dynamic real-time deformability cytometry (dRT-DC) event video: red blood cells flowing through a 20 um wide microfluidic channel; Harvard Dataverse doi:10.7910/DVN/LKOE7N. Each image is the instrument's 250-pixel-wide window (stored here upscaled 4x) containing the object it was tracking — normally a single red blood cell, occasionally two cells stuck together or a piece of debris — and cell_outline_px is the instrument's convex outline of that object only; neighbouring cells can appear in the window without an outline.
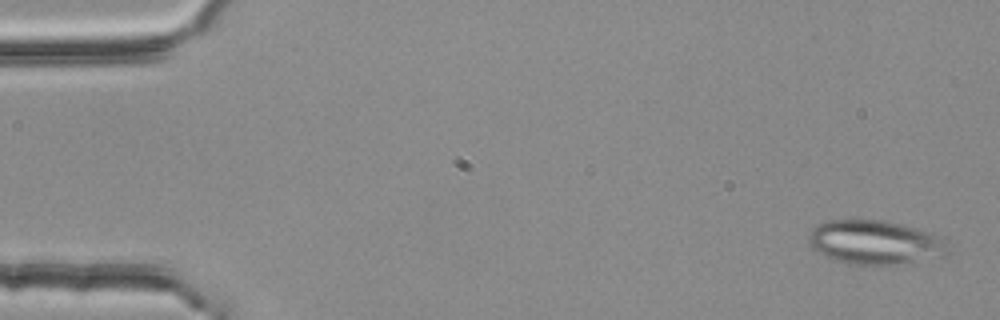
{"species": "common noctule bat (a hibernating species)", "species_latin": "Nyctalus noctula", "temperature_condition": "room temperature", "stored_images_in_passage": 54, "camera_frame_rate_fps": 3000, "um_per_image_px": 0.085, "animal": {"sex": "female", "body_mass_g": 25.1}, "frame": {"image": 1, "passage_image": 2, "time_ms": 0.333, "image_size_px": [1000, 320], "cell_outline_px": [[948, 252], [944, 256], [896, 264], [860, 264], [840, 260], [828, 256], [812, 248], [808, 240], [808, 236], [812, 228], [828, 220], [884, 220], [900, 224], [928, 232], [936, 236], [944, 244]], "centroid_in_image_um": [74.33, 20.58], "position_along_channel_um": 10.7, "area_um2": 34.62}}
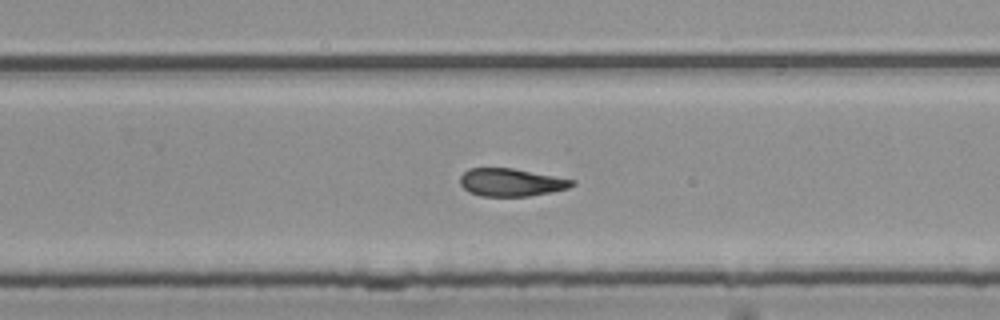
{"frame": {"image": 2, "passage_image": 35, "time_ms": 11.333, "image_size_px": [1000, 320], "cell_outline_px": [[576, 184], [568, 188], [552, 192], [528, 196], [480, 196], [468, 192], [460, 184], [460, 176], [468, 168], [512, 168], [576, 180]], "centroid_in_image_um": [43.44, 15.5], "position_along_channel_um": 286.4, "area_um2": 18.21}}
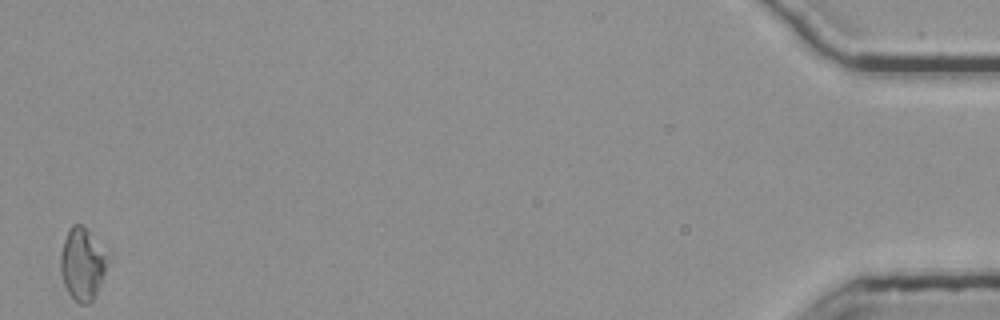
{"frame": {"image": 3, "passage_image": 54, "time_ms": 17.667, "image_size_px": [1000, 320], "cell_outline_px": [[112, 260], [92, 300], [88, 304], [80, 304], [68, 292], [64, 284], [60, 272], [60, 252], [64, 240], [72, 224], [80, 224], [112, 252]], "centroid_in_image_um": [7.08, 22.4], "position_along_channel_um": 428.1, "area_um2": 20.46}, "authors_computed_cell_mechanics": {"area_um2": 19.5075, "velocity_mm_per_s": 3.7536, "shape_relaxation_time_tau1_ms": null, "shape_relaxation_time_tau2_ms": 3.9711, "deformation_change_tau1": null, "deformation_change_tau2": 0.1238}}